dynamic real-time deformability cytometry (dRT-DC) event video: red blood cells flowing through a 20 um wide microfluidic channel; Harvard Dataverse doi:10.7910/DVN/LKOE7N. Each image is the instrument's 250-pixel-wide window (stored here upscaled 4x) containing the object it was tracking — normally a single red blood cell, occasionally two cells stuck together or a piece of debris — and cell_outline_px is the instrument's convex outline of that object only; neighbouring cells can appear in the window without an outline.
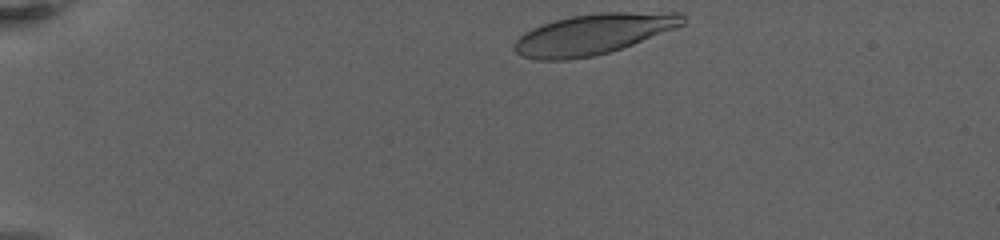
{"species": "human", "species_latin": "Homo sapiens", "temperature_condition": "warm", "stored_images_in_passage": 15, "camera_frame_rate_fps": 3000, "um_per_image_px": 0.085, "donor": {"sex": "female"}, "frame": {"image": 1, "passage_image": 1, "time_ms": 0.0, "image_size_px": [1000, 240], "cell_outline_px": [[684, 24], [676, 28], [632, 44], [608, 52], [592, 56], [568, 60], [536, 60], [524, 56], [516, 52], [512, 48], [516, 40], [524, 32], [540, 24], [572, 16], [600, 12], [684, 12]], "centroid_in_image_um": [50.42, 2.89], "position_along_channel_um": 34.6, "area_um2": 39.71}}